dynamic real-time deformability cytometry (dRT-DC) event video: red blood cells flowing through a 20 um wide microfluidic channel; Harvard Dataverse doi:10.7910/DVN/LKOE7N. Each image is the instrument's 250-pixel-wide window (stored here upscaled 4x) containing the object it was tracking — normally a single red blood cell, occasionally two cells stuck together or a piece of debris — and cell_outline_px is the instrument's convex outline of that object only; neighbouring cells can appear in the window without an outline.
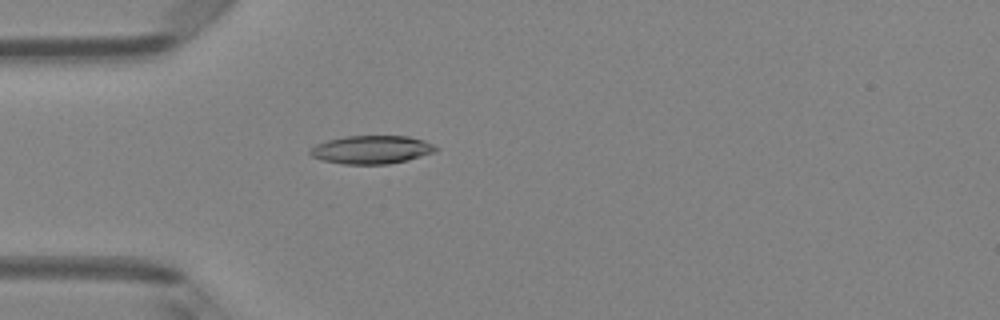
{"species": "Egyptian fruit bat (a non-hibernating species)", "species_latin": "Rousettus aegyptiacus", "temperature_condition": "room temperature", "stored_images_in_passage": 5, "camera_frame_rate_fps": 3000, "um_per_image_px": 0.085, "animal": {"sex": "female"}, "frame": {"image": 1, "passage_image": 5, "time_ms": 1.333, "image_size_px": [1000, 320], "cell_outline_px": [[440, 148], [436, 152], [408, 160], [388, 164], [344, 164], [324, 160], [312, 156], [308, 152], [316, 144], [328, 140], [344, 136], [408, 136], [424, 140]], "centroid_in_image_um": [31.63, 12.72], "position_along_channel_um": 53.4, "area_um2": 20.69}}